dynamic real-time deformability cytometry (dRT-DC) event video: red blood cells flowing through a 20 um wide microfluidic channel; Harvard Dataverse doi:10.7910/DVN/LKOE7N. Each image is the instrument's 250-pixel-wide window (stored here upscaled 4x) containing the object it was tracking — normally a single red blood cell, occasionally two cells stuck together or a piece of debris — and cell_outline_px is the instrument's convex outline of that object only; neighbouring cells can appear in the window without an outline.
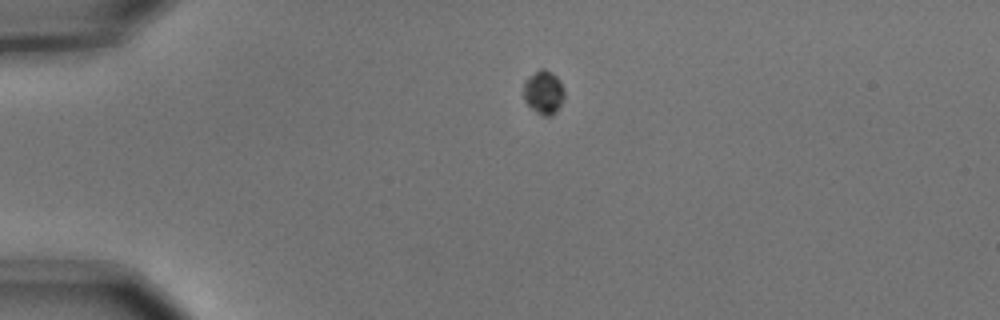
{"species": "common noctule bat (a hibernating species)", "species_latin": "Nyctalus noctula", "temperature_condition": "cold", "stored_images_in_passage": 5, "camera_frame_rate_fps": 3000, "um_per_image_px": 0.085, "animal": {"sex": "male", "body_mass_g": 15.6}, "frame": {"image": 1, "passage_image": 4, "time_ms": 1.0, "image_size_px": [1000, 320], "cell_outline_px": [[564, 96], [556, 112], [552, 116], [544, 116], [536, 112], [524, 100], [524, 80], [528, 76], [540, 68], [544, 68], [552, 72], [560, 80], [564, 92]], "centroid_in_image_um": [46.2, 7.82], "position_along_channel_um": 38.8, "area_um2": 10.4}}